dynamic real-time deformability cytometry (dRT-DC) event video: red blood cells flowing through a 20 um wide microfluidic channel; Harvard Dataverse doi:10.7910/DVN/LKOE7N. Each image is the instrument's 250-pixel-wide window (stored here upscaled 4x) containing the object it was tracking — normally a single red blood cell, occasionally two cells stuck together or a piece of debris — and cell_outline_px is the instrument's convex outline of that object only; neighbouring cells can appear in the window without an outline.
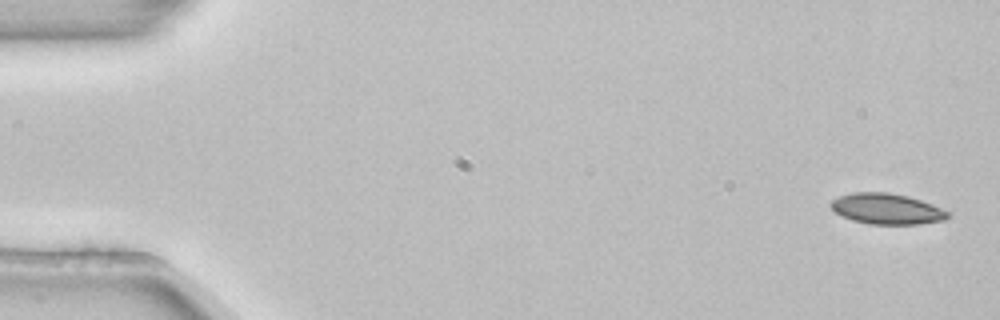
{"species": "common noctule bat (a hibernating species)", "species_latin": "Nyctalus noctula", "temperature_condition": "room temperature", "stored_images_in_passage": 5, "camera_frame_rate_fps": 3000, "um_per_image_px": 0.085, "animal": {"sex": "female", "body_mass_g": 22.7, "forearm_length_mm": 54.2}, "frame": {"image": 1, "passage_image": 1, "time_ms": 0.0, "image_size_px": [1000, 320], "cell_outline_px": [[952, 212], [944, 220], [920, 224], [868, 224], [852, 220], [836, 212], [828, 204], [832, 200], [840, 196], [852, 192], [888, 192], [908, 196], [932, 204]], "centroid_in_image_um": [75.39, 17.75], "position_along_channel_um": 9.6, "area_um2": 20.98}}
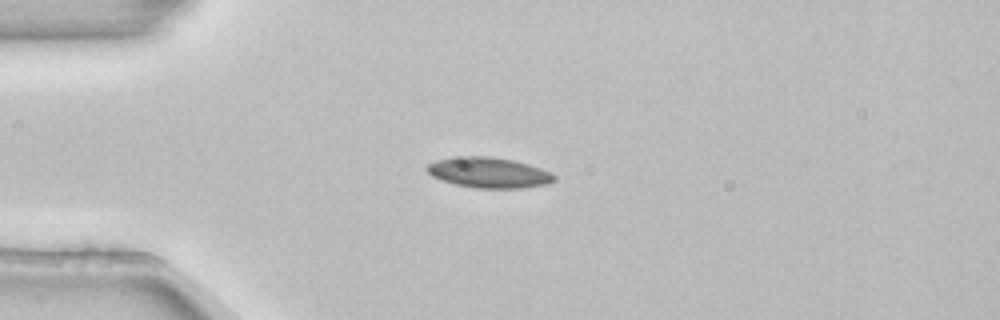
{"frame": {"image": 2, "passage_image": 4, "time_ms": 1.0, "image_size_px": [1000, 320], "cell_outline_px": [[556, 180], [548, 184], [524, 188], [476, 188], [456, 184], [440, 180], [432, 176], [424, 168], [428, 164], [436, 160], [464, 156], [492, 156], [512, 160], [528, 164], [552, 172], [556, 176]], "centroid_in_image_um": [41.57, 14.67], "position_along_channel_um": 43.4, "area_um2": 22.72}}